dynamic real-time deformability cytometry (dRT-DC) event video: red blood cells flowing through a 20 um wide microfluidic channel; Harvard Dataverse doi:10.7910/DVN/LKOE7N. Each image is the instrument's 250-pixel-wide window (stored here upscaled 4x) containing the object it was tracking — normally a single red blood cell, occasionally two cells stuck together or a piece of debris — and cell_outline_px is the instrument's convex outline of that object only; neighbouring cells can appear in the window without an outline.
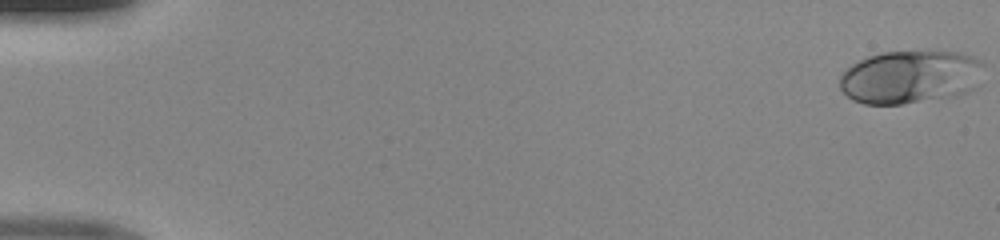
{"species": "human", "species_latin": "Homo sapiens", "temperature_condition": "room temperature", "stored_images_in_passage": 49, "camera_frame_rate_fps": 3000, "um_per_image_px": 0.085, "donor": {"sex": "male"}, "frame": {"image": 1, "passage_image": 1, "time_ms": 0.0, "image_size_px": [1000, 240], "cell_outline_px": [[984, 64], [972, 88], [968, 92], [956, 96], [900, 104], [864, 104], [852, 100], [840, 88], [840, 76], [852, 64], [868, 56], [884, 52], [960, 52], [972, 56], [980, 60]], "centroid_in_image_um": [77.34, 6.55], "position_along_channel_um": 7.7, "area_um2": 44.22}}
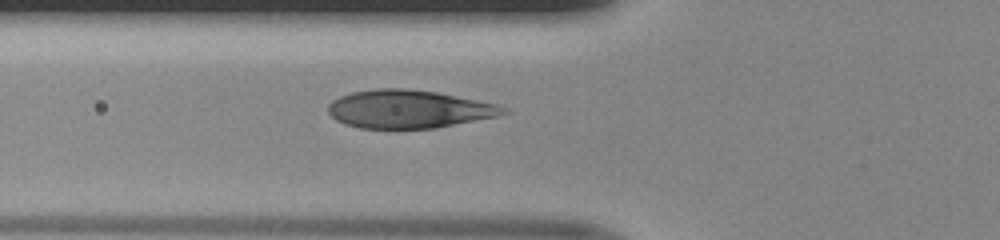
{"frame": {"image": 2, "passage_image": 19, "time_ms": 6.0, "image_size_px": [1000, 240], "cell_outline_px": [[508, 112], [496, 116], [436, 128], [360, 128], [344, 124], [336, 120], [328, 112], [328, 104], [332, 100], [340, 96], [352, 92], [376, 88], [408, 88], [436, 92], [496, 104], [508, 108]], "centroid_in_image_um": [34.7, 9.27], "position_along_channel_um": 91.1, "area_um2": 38.78}}
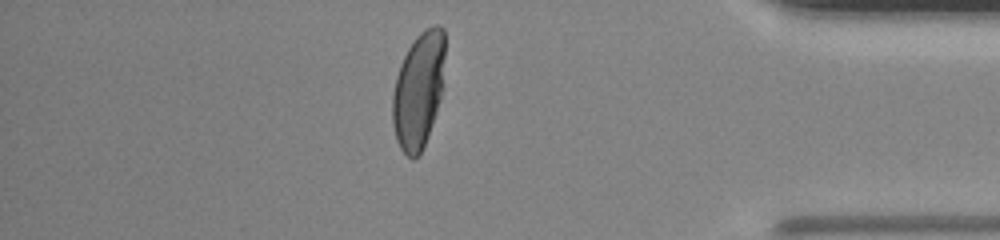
{"frame": {"image": 3, "passage_image": 43, "time_ms": 14.0, "image_size_px": [1000, 240], "cell_outline_px": [[444, 56], [440, 100], [436, 112], [424, 144], [420, 152], [412, 160], [400, 148], [396, 140], [392, 124], [392, 96], [396, 76], [400, 64], [408, 48], [416, 36], [424, 28], [432, 24], [440, 24], [444, 28]], "centroid_in_image_um": [35.55, 7.62], "position_along_channel_um": 399.6, "area_um2": 35.37}}